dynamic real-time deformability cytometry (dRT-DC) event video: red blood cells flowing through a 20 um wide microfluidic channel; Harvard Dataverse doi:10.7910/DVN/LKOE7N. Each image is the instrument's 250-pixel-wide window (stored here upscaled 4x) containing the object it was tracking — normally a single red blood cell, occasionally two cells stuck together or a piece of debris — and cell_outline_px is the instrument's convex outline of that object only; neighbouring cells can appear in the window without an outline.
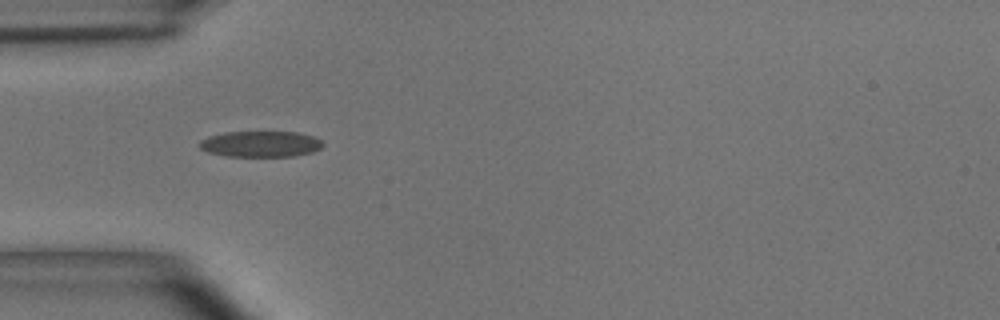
{"species": "common noctule bat (a hibernating species)", "species_latin": "Nyctalus noctula", "temperature_condition": "room temperature", "stored_images_in_passage": 39, "camera_frame_rate_fps": 3000, "um_per_image_px": 0.085, "animal": {"sex": "male", "body_mass_g": 15.6}, "frame": {"image": 1, "passage_image": 1, "time_ms": 0.0, "image_size_px": [1000, 320], "cell_outline_px": [[324, 144], [320, 148], [312, 152], [296, 156], [224, 156], [208, 152], [200, 148], [200, 140], [208, 136], [224, 132], [296, 132], [312, 136], [320, 140]], "centroid_in_image_um": [22.13, 12.24], "position_along_channel_um": 62.9, "area_um2": 18.61}}
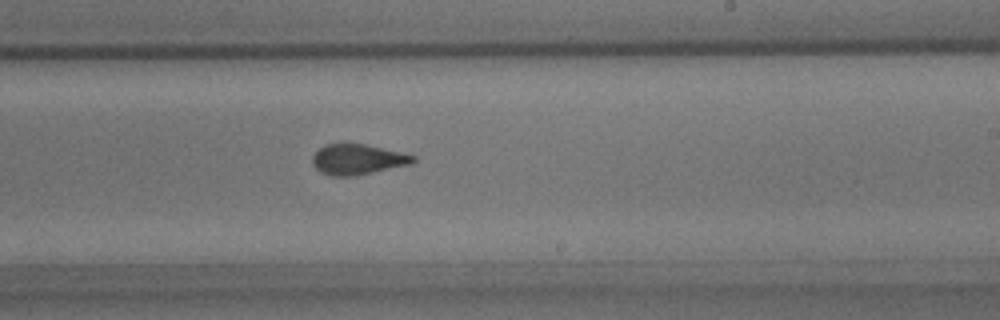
{"frame": {"image": 2, "passage_image": 17, "time_ms": 5.333, "image_size_px": [1000, 320], "cell_outline_px": [[416, 160], [412, 164], [352, 176], [332, 176], [320, 172], [312, 164], [312, 156], [324, 144], [364, 144], [416, 156]], "centroid_in_image_um": [30.38, 13.55], "position_along_channel_um": 258.6, "area_um2": 17.63}}
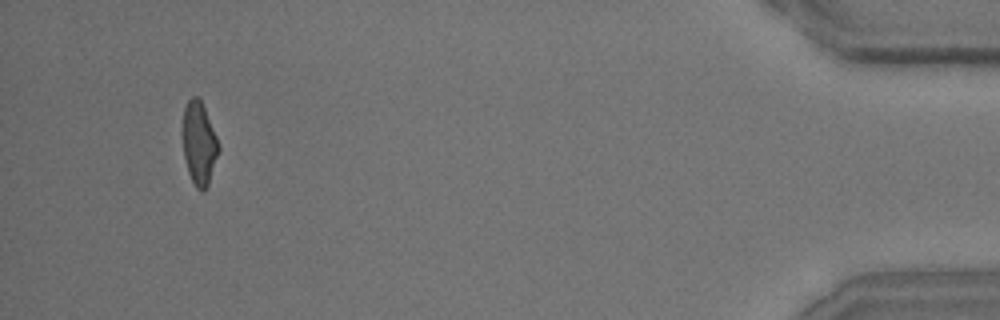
{"frame": {"image": 3, "passage_image": 36, "time_ms": 11.667, "image_size_px": [1000, 320], "cell_outline_px": [[220, 148], [208, 184], [204, 192], [200, 192], [196, 188], [188, 172], [184, 160], [180, 132], [184, 108], [188, 100], [192, 96], [196, 96], [200, 100], [204, 108], [216, 136]], "centroid_in_image_um": [16.87, 12.19], "position_along_channel_um": 418.3, "area_um2": 17.69}, "authors_computed_cell_mechanics": {"area_um2": 18.2648, "velocity_mm_per_s": 3.6715, "shape_relaxation_time_tau1_ms": 4.8212, "shape_relaxation_time_tau2_ms": 1.3501, "deformation_change_tau1": 0.1657, "deformation_change_tau2": 0.0946}}